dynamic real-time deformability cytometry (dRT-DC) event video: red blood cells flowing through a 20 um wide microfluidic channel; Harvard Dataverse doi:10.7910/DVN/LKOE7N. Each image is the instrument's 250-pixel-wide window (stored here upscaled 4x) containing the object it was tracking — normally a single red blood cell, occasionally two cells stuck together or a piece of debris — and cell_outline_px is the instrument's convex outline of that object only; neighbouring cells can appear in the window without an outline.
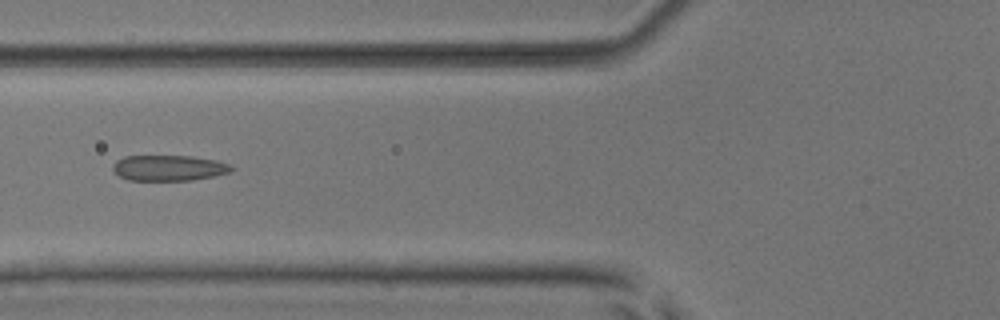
{"species": "common noctule bat (a hibernating species)", "species_latin": "Nyctalus noctula", "temperature_condition": "room temperature", "stored_images_in_passage": 28, "camera_frame_rate_fps": 3000, "um_per_image_px": 0.085, "animal": {"sex": "male", "body_mass_g": 17.9, "forearm_length_mm": 54.2}, "frame": {"image": 1, "passage_image": 4, "time_ms": 1.0, "image_size_px": [1000, 320], "cell_outline_px": [[232, 172], [192, 180], [128, 180], [120, 176], [112, 168], [112, 164], [116, 160], [124, 156], [192, 156], [216, 160], [232, 164]], "centroid_in_image_um": [14.36, 14.27], "position_along_channel_um": 111.4, "area_um2": 17.74}}
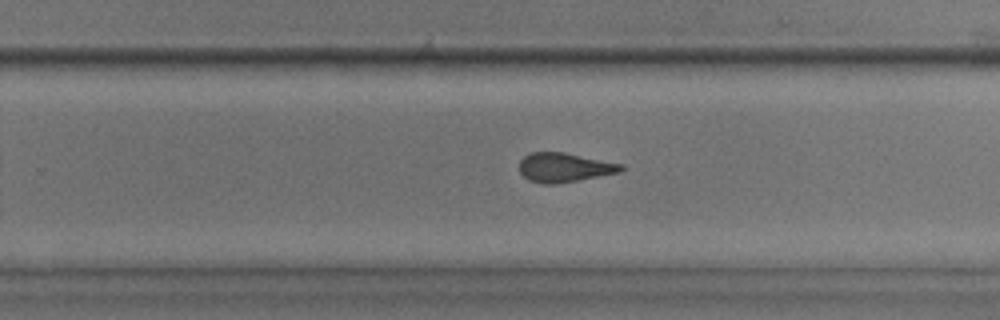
{"frame": {"image": 2, "passage_image": 17, "time_ms": 5.333, "image_size_px": [1000, 320], "cell_outline_px": [[624, 168], [620, 172], [556, 184], [544, 184], [528, 180], [520, 172], [520, 160], [528, 152], [564, 152], [624, 164]], "centroid_in_image_um": [47.96, 14.22], "position_along_channel_um": 281.8, "area_um2": 17.34}}
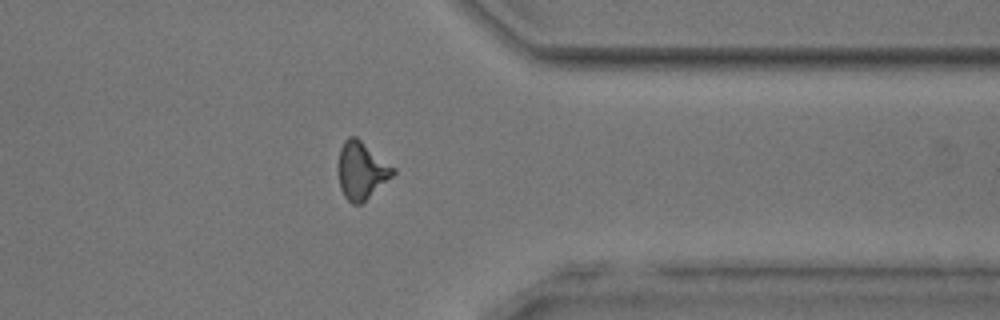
{"frame": {"image": 3, "passage_image": 25, "time_ms": 8.0, "image_size_px": [1000, 320], "cell_outline_px": [[396, 172], [392, 176], [360, 204], [352, 204], [344, 196], [340, 188], [340, 148], [344, 140], [348, 136], [356, 136], [396, 168]], "centroid_in_image_um": [30.75, 14.47], "position_along_channel_um": 380.7, "area_um2": 17.92}, "authors_computed_cell_mechanics": {"area_um2": 17.7446, "velocity_mm_per_s": 3.9443, "shape_relaxation_time_tau1_ms": 4.4926, "shape_relaxation_time_tau2_ms": 1.4541, "deformation_change_tau1": 0.1407, "deformation_change_tau2": 0.1132}}